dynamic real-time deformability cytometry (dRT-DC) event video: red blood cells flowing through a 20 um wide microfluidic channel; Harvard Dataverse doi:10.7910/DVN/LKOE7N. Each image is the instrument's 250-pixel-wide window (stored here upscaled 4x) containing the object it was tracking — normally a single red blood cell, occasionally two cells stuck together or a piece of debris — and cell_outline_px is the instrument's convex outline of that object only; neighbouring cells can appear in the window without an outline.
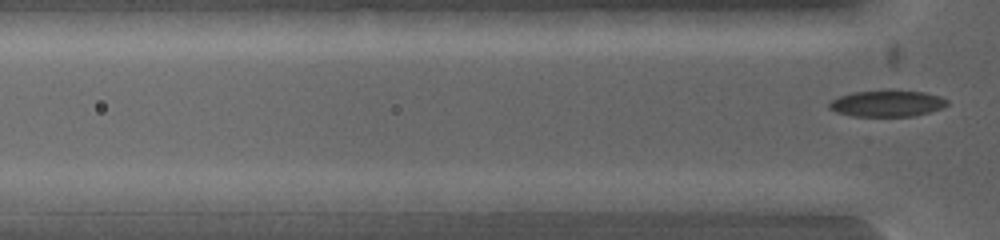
{"species": "common noctule bat (a hibernating species)", "species_latin": "Nyctalus noctula", "temperature_condition": "warm", "stored_images_in_passage": 8, "camera_frame_rate_fps": 5000, "um_per_image_px": 0.085, "animal": {"sex": "female", "body_mass_g": 19.0, "forearm_length_mm": 53.3}, "frame": {"image": 1, "passage_image": 8, "time_ms": 1.4, "image_size_px": [1000, 240], "cell_outline_px": [[620, 200], [608, 212], [496, 212], [496, 200], [548, 192]], "centroid_in_image_um": [47.17, 17.31], "position_along_channel_um": 78.6, "area_um2": 13.81}}